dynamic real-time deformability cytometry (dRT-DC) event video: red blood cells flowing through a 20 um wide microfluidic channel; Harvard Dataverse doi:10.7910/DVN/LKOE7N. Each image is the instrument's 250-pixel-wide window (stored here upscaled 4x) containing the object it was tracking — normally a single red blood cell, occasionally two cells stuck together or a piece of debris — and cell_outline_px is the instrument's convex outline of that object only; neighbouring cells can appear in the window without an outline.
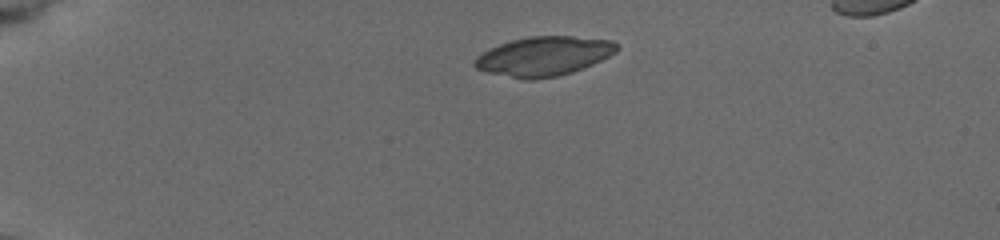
{"species": "common noctule bat (a hibernating species)", "species_latin": "Nyctalus noctula", "temperature_condition": "cold", "stored_images_in_passage": 47, "camera_frame_rate_fps": 3000, "um_per_image_px": 0.085, "animal": {"sex": "female", "body_mass_g": 19.5, "forearm_length_mm": 54.1}, "frame": {"image": 1, "passage_image": 1, "time_ms": 0.0, "image_size_px": [1000, 240], "cell_outline_px": [[620, 48], [616, 52], [584, 68], [572, 72], [556, 76], [532, 80], [528, 80], [488, 72], [476, 68], [472, 64], [472, 60], [476, 56], [500, 44], [512, 40], [532, 36], [572, 36], [612, 40]], "centroid_in_image_um": [46.22, 4.78], "position_along_channel_um": 38.8, "area_um2": 32.31}}
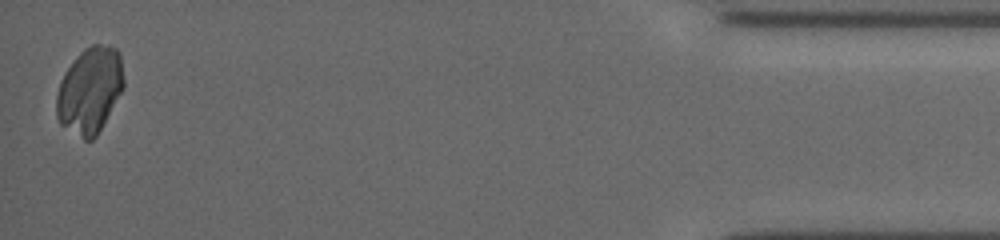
{"frame": {"image": 2, "passage_image": 47, "time_ms": 14.0, "image_size_px": [1000, 240], "cell_outline_px": [[124, 88], [96, 136], [92, 140], [84, 140], [60, 124], [56, 116], [56, 96], [60, 80], [64, 72], [76, 56], [84, 48], [92, 44], [100, 44], [116, 48], [120, 52], [124, 76]], "centroid_in_image_um": [7.63, 7.66], "position_along_channel_um": 427.6, "area_um2": 33.99}}